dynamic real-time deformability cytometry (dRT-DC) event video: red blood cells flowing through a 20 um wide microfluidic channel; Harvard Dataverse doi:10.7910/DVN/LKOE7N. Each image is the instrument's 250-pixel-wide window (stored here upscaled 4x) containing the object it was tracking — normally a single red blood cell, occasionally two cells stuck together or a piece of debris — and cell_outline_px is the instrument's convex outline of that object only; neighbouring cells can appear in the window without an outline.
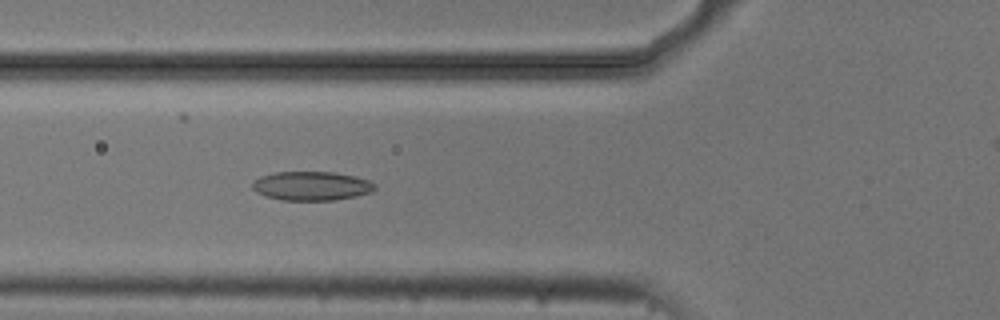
{"species": "common noctule bat (a hibernating species)", "species_latin": "Nyctalus noctula", "temperature_condition": "cold", "stored_images_in_passage": 7, "camera_frame_rate_fps": 3000, "um_per_image_px": 0.085, "animal": {"sex": "male", "body_mass_g": 20.5, "forearm_length_mm": 52.5}, "frame": {"image": 1, "passage_image": 6, "time_ms": 1.667, "image_size_px": [1000, 320], "cell_outline_px": [[376, 188], [372, 192], [356, 196], [332, 200], [280, 200], [256, 192], [252, 188], [252, 184], [260, 176], [276, 172], [336, 172], [356, 176], [368, 180], [376, 184]], "centroid_in_image_um": [26.51, 15.8], "position_along_channel_um": 99.3, "area_um2": 20.69}}